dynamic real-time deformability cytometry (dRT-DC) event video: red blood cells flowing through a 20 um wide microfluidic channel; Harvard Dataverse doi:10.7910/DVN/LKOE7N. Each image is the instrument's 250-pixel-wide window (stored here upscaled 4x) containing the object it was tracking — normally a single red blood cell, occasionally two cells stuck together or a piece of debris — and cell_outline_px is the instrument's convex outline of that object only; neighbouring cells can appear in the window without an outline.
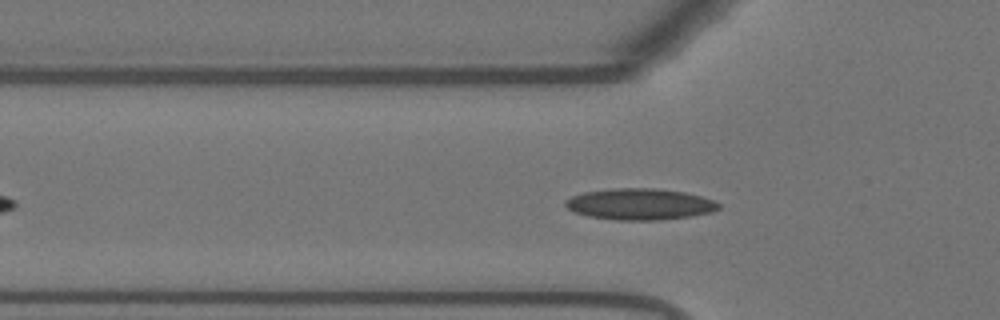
{"species": "Egyptian fruit bat (a non-hibernating species)", "species_latin": "Rousettus aegyptiacus", "temperature_condition": "warm", "stored_images_in_passage": 45, "camera_frame_rate_fps": 3000, "um_per_image_px": 0.085, "animal": {"sex": "female"}, "frame": {"image": 1, "passage_image": 13, "time_ms": 4.0, "image_size_px": [1000, 320], "cell_outline_px": [[720, 208], [712, 212], [692, 216], [660, 220], [616, 220], [588, 216], [576, 212], [568, 208], [564, 204], [564, 200], [572, 196], [584, 192], [612, 188], [652, 188], [684, 192], [700, 196], [712, 200], [720, 204]], "centroid_in_image_um": [54.38, 17.35], "position_along_channel_um": 71.4, "area_um2": 27.92}}
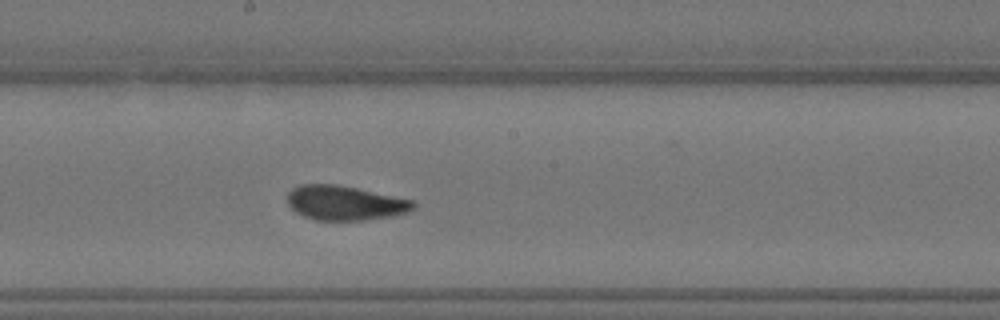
{"frame": {"image": 2, "passage_image": 25, "time_ms": 8.0, "image_size_px": [1000, 320], "cell_outline_px": [[416, 208], [412, 212], [392, 216], [364, 220], [316, 220], [304, 216], [296, 212], [288, 204], [288, 192], [292, 188], [300, 184], [336, 184], [356, 188], [412, 200], [416, 204]], "centroid_in_image_um": [29.34, 17.25], "position_along_channel_um": 218.9, "area_um2": 25.37}}
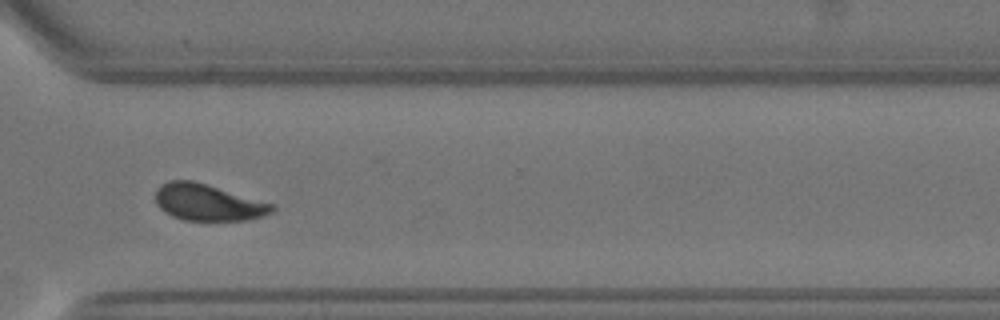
{"frame": {"image": 3, "passage_image": 36, "time_ms": 11.667, "image_size_px": [1000, 320], "cell_outline_px": [[276, 208], [272, 212], [264, 216], [248, 220], [184, 220], [172, 216], [164, 212], [156, 204], [156, 188], [160, 184], [168, 180], [192, 180], [276, 204]], "centroid_in_image_um": [17.68, 17.2], "position_along_channel_um": 352.9, "area_um2": 25.03}}